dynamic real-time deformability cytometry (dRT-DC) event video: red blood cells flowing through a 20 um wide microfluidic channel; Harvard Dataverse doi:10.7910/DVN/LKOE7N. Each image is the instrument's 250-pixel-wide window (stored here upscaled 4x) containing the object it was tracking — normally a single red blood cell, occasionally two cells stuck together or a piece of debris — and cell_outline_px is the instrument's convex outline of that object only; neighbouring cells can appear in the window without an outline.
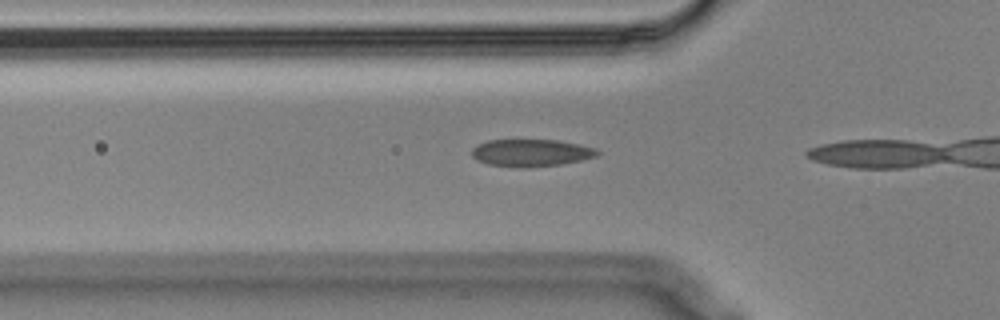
{"species": "Egyptian fruit bat (a non-hibernating species)", "species_latin": "Rousettus aegyptiacus", "temperature_condition": "cold", "stored_images_in_passage": 3, "camera_frame_rate_fps": 3000, "um_per_image_px": 0.085, "animal": {"sex": "male"}, "frame": {"image": 1, "passage_image": 2, "time_ms": 0.333, "image_size_px": [1000, 320], "cell_outline_px": [[600, 152], [596, 156], [580, 160], [560, 164], [528, 168], [516, 168], [488, 164], [476, 160], [472, 156], [472, 148], [488, 140], [556, 140], [580, 144], [596, 148]], "centroid_in_image_um": [45.13, 13.0], "position_along_channel_um": 80.7, "area_um2": 20.0}}